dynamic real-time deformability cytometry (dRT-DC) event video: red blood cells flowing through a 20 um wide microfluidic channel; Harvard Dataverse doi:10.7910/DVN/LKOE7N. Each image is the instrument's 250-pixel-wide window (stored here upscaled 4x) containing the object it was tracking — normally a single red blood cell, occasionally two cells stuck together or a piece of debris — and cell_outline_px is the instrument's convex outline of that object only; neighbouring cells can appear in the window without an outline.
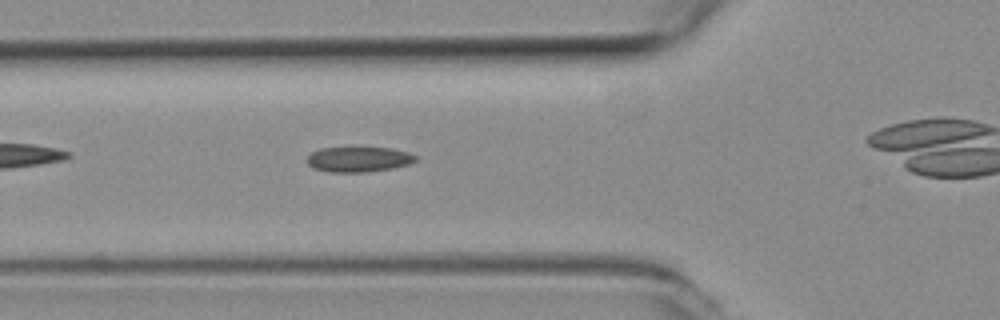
{"species": "common noctule bat (a hibernating species)", "species_latin": "Nyctalus noctula", "temperature_condition": "room temperature", "stored_images_in_passage": 33, "camera_frame_rate_fps": 3000, "um_per_image_px": 0.085, "animal": {"sex": "female", "body_mass_g": 19.3, "forearm_length_mm": 54.1}, "frame": {"image": 1, "passage_image": 8, "time_ms": 2.333, "image_size_px": [1000, 320], "cell_outline_px": [[416, 160], [408, 164], [392, 168], [368, 172], [328, 172], [312, 168], [308, 164], [308, 156], [312, 152], [320, 148], [348, 144], [352, 144], [392, 148], [408, 152], [416, 156]], "centroid_in_image_um": [30.44, 13.48], "position_along_channel_um": 95.4, "area_um2": 16.94}}
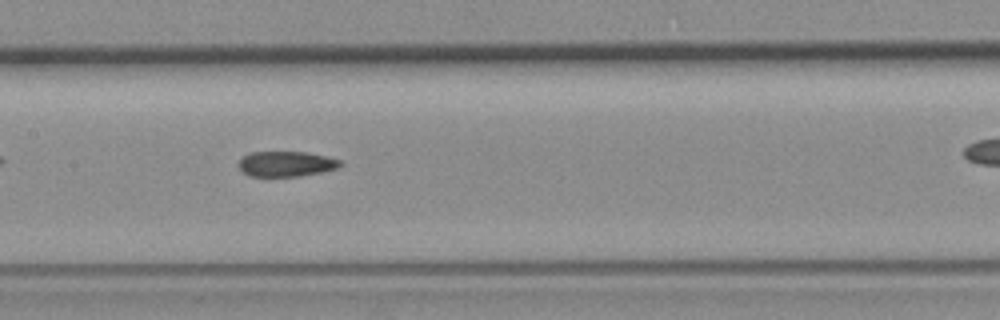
{"frame": {"image": 2, "passage_image": 15, "time_ms": 4.667, "image_size_px": [1000, 320], "cell_outline_px": [[344, 164], [340, 168], [324, 172], [300, 176], [248, 176], [240, 168], [240, 160], [244, 156], [252, 152], [308, 152], [340, 160]], "centroid_in_image_um": [24.4, 13.94], "position_along_channel_um": 183.0, "area_um2": 14.97}}
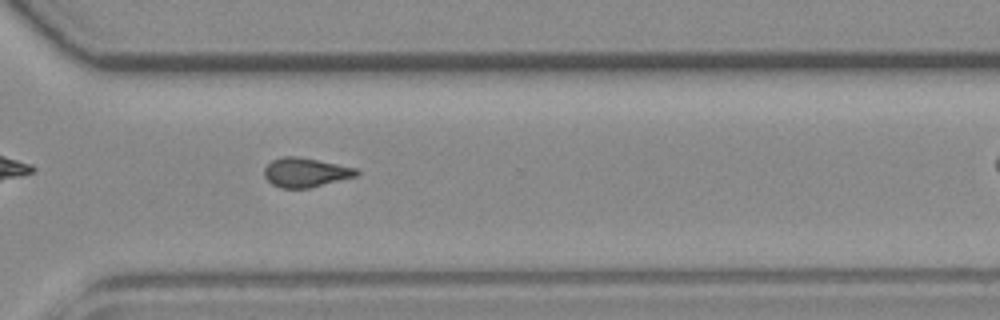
{"frame": {"image": 3, "passage_image": 28, "time_ms": 9.0, "image_size_px": [1000, 320], "cell_outline_px": [[360, 172], [356, 176], [308, 188], [280, 188], [272, 184], [264, 176], [264, 168], [272, 160], [284, 156], [296, 156], [356, 168]], "centroid_in_image_um": [25.94, 14.66], "position_along_channel_um": 344.7, "area_um2": 15.49}}